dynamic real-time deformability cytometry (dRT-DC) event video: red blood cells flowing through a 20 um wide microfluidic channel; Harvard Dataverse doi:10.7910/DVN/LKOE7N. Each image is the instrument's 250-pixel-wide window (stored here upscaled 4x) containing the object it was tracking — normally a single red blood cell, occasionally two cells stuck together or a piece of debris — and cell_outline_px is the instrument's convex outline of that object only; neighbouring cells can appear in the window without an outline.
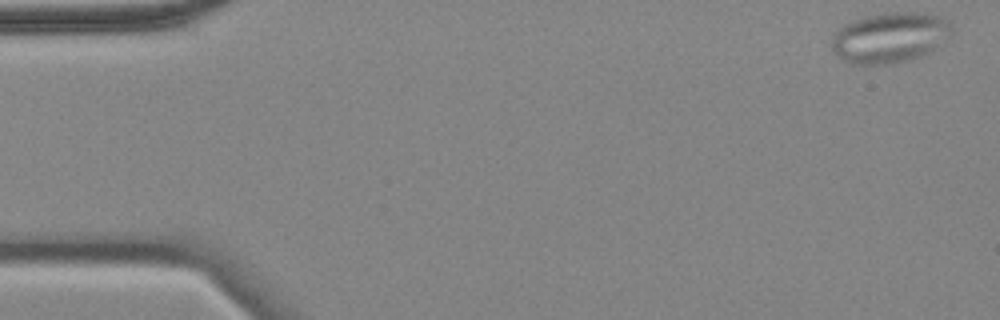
{"species": "common noctule bat (a hibernating species)", "species_latin": "Nyctalus noctula", "temperature_condition": "cold", "stored_images_in_passage": 16, "camera_frame_rate_fps": 3000, "um_per_image_px": 0.085, "animal": {"sex": "female", "body_mass_g": 18.4}, "frame": {"image": 1, "passage_image": 1, "time_ms": 0.0, "image_size_px": [1000, 320], "cell_outline_px": [[952, 36], [932, 52], [908, 60], [892, 64], [852, 64], [844, 60], [832, 52], [832, 36], [844, 24], [852, 20], [864, 16], [892, 12], [924, 12], [940, 16], [948, 20], [952, 24]], "centroid_in_image_um": [75.68, 3.19], "position_along_channel_um": 9.3, "area_um2": 35.84}}
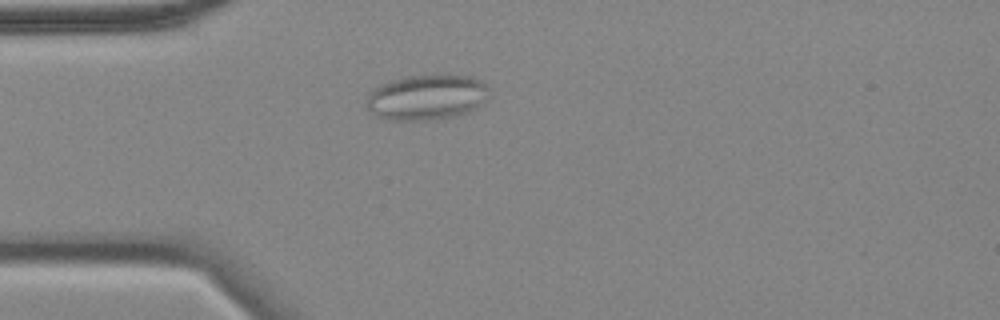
{"frame": {"image": 2, "passage_image": 14, "time_ms": 4.333, "image_size_px": [1000, 320], "cell_outline_px": [[488, 100], [484, 104], [468, 112], [436, 120], [388, 120], [376, 116], [368, 112], [364, 104], [368, 92], [372, 88], [388, 80], [408, 76], [448, 72], [472, 76], [488, 84]], "centroid_in_image_um": [36.26, 8.23], "position_along_channel_um": 48.7, "area_um2": 33.93}}